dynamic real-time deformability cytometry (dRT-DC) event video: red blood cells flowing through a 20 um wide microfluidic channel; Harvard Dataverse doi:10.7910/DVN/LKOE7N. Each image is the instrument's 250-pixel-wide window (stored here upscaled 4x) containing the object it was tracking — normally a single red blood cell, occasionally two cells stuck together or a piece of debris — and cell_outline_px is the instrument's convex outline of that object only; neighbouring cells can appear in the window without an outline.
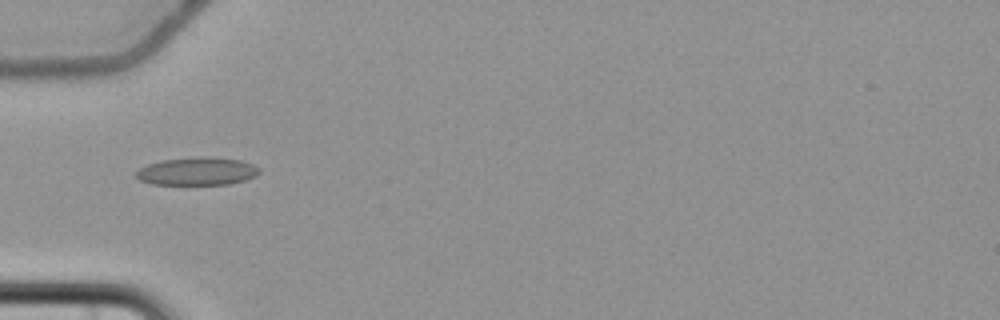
{"species": "common noctule bat (a hibernating species)", "species_latin": "Nyctalus noctula", "temperature_condition": "cold", "stored_images_in_passage": 8, "camera_frame_rate_fps": 3000, "um_per_image_px": 0.085, "animal": {"sex": "female", "body_mass_g": 22.7, "forearm_length_mm": 54.2}, "frame": {"image": 1, "passage_image": 5, "time_ms": 6.333, "image_size_px": [1000, 320], "cell_outline_px": [[260, 172], [256, 176], [244, 180], [228, 184], [152, 184], [140, 180], [136, 176], [136, 172], [140, 168], [148, 164], [160, 160], [204, 156], [212, 156], [240, 160], [252, 164], [260, 168]], "centroid_in_image_um": [16.78, 14.54], "position_along_channel_um": 68.2, "area_um2": 20.06}}
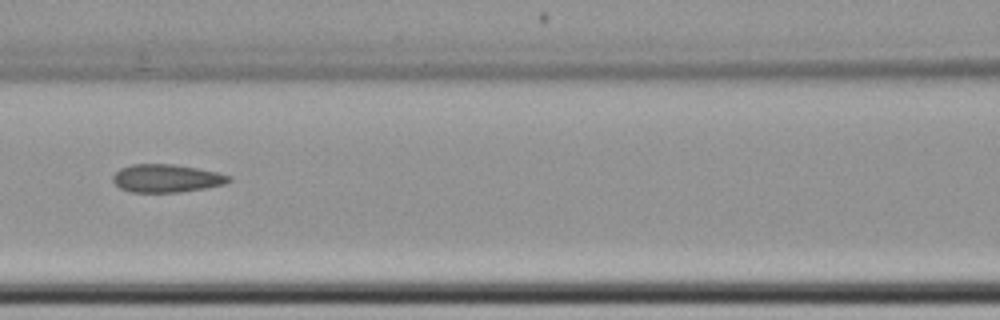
{"frame": {"image": 2, "passage_image": 7, "time_ms": 8.667, "image_size_px": [1000, 320], "cell_outline_px": [[232, 180], [224, 184], [204, 188], [180, 192], [132, 192], [120, 188], [112, 180], [112, 176], [120, 168], [132, 164], [172, 164], [196, 168], [216, 172], [232, 176]], "centroid_in_image_um": [14.14, 15.15], "position_along_channel_um": 152.5, "area_um2": 18.84}}
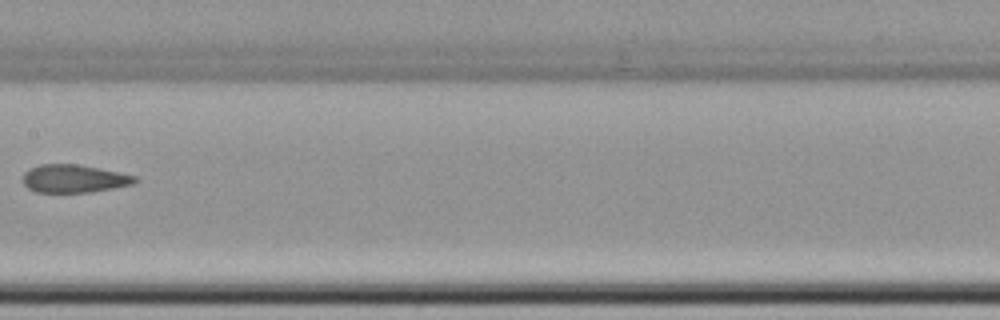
{"frame": {"image": 3, "passage_image": 8, "time_ms": 10.0, "image_size_px": [1000, 320], "cell_outline_px": [[140, 180], [132, 184], [112, 188], [88, 192], [36, 192], [28, 188], [20, 180], [24, 172], [40, 164], [76, 164], [100, 168], [136, 176]], "centroid_in_image_um": [6.26, 15.18], "position_along_channel_um": 201.1, "area_um2": 18.26}}